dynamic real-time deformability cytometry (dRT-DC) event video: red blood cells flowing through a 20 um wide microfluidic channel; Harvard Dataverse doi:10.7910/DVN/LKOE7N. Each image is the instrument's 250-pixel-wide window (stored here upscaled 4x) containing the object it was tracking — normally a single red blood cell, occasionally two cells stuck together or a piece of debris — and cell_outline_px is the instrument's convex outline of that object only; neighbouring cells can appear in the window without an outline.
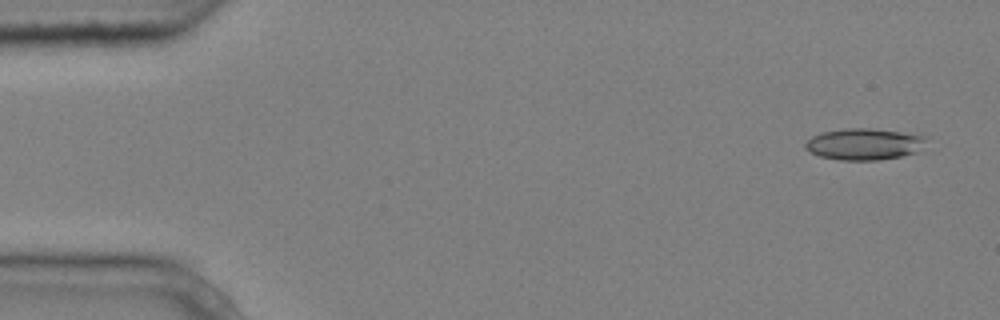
{"species": "common noctule bat (a hibernating species)", "species_latin": "Nyctalus noctula", "temperature_condition": "cold", "stored_images_in_passage": 4, "camera_frame_rate_fps": 3000, "um_per_image_px": 0.085, "animal": {"sex": "male", "body_mass_g": 20.4}, "frame": {"image": 1, "passage_image": 1, "time_ms": 0.0, "image_size_px": [1000, 320], "cell_outline_px": [[928, 136], [916, 152], [900, 156], [880, 160], [840, 160], [820, 156], [804, 148], [804, 144], [812, 136], [820, 132], [844, 128], [868, 128], [900, 132]], "centroid_in_image_um": [73.4, 12.24], "position_along_channel_um": 11.6, "area_um2": 22.02}}
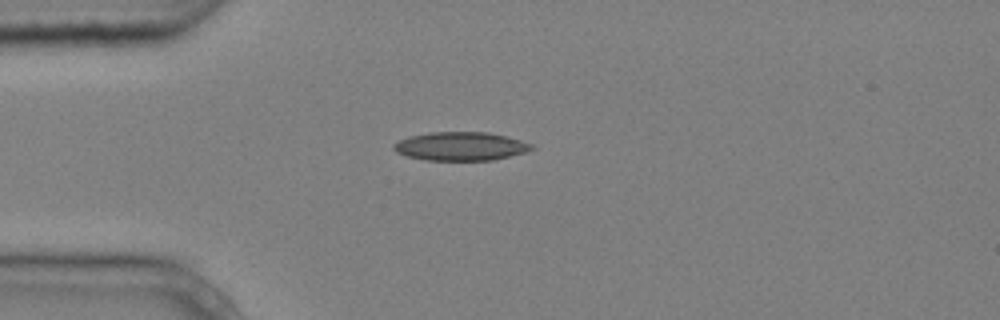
{"frame": {"image": 2, "passage_image": 4, "time_ms": 1.0, "image_size_px": [1000, 320], "cell_outline_px": [[536, 148], [524, 152], [492, 160], [424, 160], [408, 156], [396, 152], [392, 148], [392, 144], [400, 140], [412, 136], [432, 132], [488, 132], [508, 136], [532, 144]], "centroid_in_image_um": [39.16, 12.43], "position_along_channel_um": 45.8, "area_um2": 22.83}}